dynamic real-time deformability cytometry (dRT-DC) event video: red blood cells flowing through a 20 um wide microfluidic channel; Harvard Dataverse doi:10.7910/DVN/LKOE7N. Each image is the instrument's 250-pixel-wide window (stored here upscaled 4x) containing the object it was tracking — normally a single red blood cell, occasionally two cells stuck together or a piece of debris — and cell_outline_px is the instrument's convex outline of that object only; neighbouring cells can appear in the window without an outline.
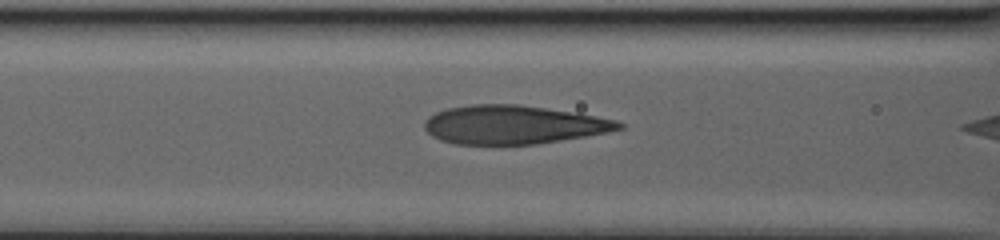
{"species": "human", "species_latin": "Homo sapiens", "temperature_condition": "warm", "stored_images_in_passage": 5, "camera_frame_rate_fps": 3000, "um_per_image_px": 0.085, "donor": {"sex": "male"}, "frame": {"image": 1, "passage_image": 3, "time_ms": 2.333, "image_size_px": [1000, 240], "cell_outline_px": [[624, 128], [584, 136], [536, 144], [456, 144], [440, 140], [432, 136], [424, 128], [424, 120], [428, 116], [436, 112], [448, 108], [472, 104], [520, 104], [616, 120], [624, 124]], "centroid_in_image_um": [43.55, 10.6], "position_along_channel_um": 123.1, "area_um2": 43.23}}